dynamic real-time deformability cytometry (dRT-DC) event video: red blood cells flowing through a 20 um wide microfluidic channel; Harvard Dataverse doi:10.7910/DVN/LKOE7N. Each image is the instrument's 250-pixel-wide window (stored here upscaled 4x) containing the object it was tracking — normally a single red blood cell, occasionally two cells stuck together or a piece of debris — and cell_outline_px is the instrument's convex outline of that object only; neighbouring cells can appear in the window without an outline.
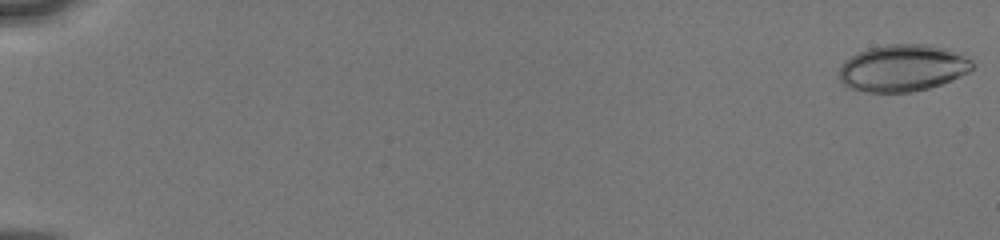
{"species": "human", "species_latin": "Homo sapiens", "temperature_condition": "cold", "stored_images_in_passage": 34, "camera_frame_rate_fps": 3000, "um_per_image_px": 0.085, "donor": {"sex": "male"}, "frame": {"image": 1, "passage_image": 1, "time_ms": 0.0, "image_size_px": [1000, 240], "cell_outline_px": [[976, 64], [968, 72], [952, 80], [928, 88], [912, 92], [868, 92], [848, 88], [840, 80], [840, 68], [844, 60], [868, 48], [888, 44], [924, 44], [944, 48], [960, 52], [972, 60]], "centroid_in_image_um": [76.75, 5.78], "position_along_channel_um": 8.3, "area_um2": 36.41}}
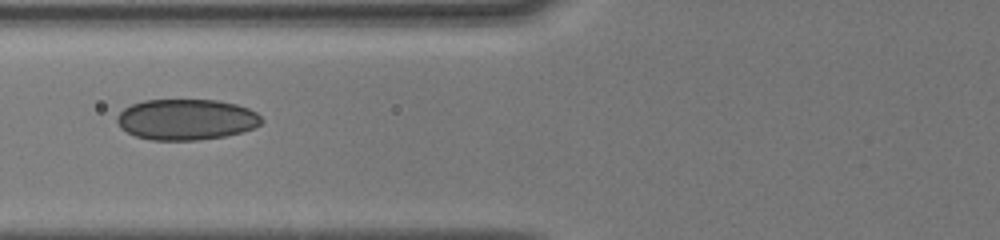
{"frame": {"image": 2, "passage_image": 29, "time_ms": 7.333, "image_size_px": [1000, 240], "cell_outline_px": [[264, 120], [260, 124], [244, 132], [224, 136], [200, 140], [152, 140], [136, 136], [120, 128], [116, 120], [116, 116], [124, 108], [132, 104], [144, 100], [216, 100], [236, 104], [248, 108], [256, 112]], "centroid_in_image_um": [15.83, 10.16], "position_along_channel_um": 110.0, "area_um2": 34.51}}
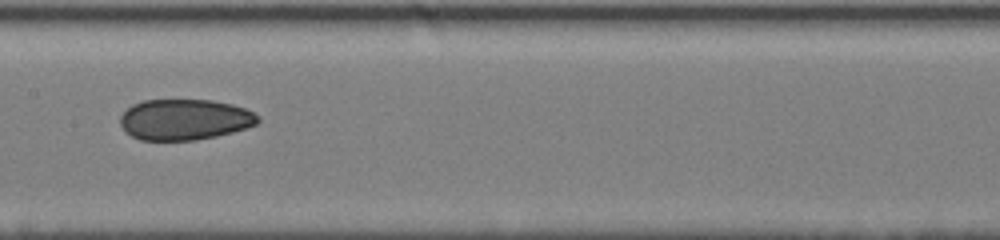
{"frame": {"image": 3, "passage_image": 34, "time_ms": 9.333, "image_size_px": [1000, 240], "cell_outline_px": [[260, 120], [256, 124], [232, 132], [216, 136], [196, 140], [140, 140], [124, 132], [120, 124], [120, 116], [132, 104], [144, 100], [212, 100], [232, 104], [244, 108], [260, 116]], "centroid_in_image_um": [15.67, 10.16], "position_along_channel_um": 191.7, "area_um2": 32.83}}